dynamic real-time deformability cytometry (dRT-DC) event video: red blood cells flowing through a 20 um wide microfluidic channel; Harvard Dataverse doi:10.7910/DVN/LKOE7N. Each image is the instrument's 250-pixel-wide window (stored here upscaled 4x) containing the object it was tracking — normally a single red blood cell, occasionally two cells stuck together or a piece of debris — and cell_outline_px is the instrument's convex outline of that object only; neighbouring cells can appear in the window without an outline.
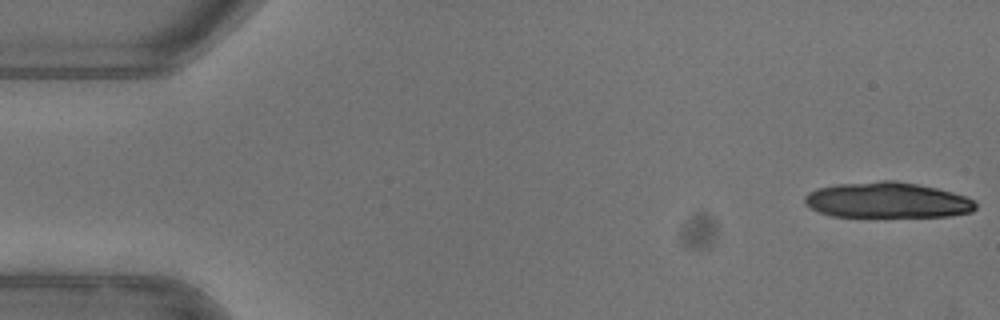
{"species": "common noctule bat (a hibernating species)", "species_latin": "Nyctalus noctula", "temperature_condition": "warm", "stored_images_in_passage": 10, "camera_frame_rate_fps": 3000, "um_per_image_px": 0.085, "animal": {"sex": "female"}, "frame": {"image": 1, "passage_image": 1, "time_ms": 0.0, "image_size_px": [1000, 320], "cell_outline_px": [[976, 208], [972, 212], [952, 216], [832, 216], [820, 212], [804, 204], [804, 196], [808, 192], [816, 188], [836, 184], [880, 180], [896, 180], [936, 188], [952, 192], [976, 200]], "centroid_in_image_um": [75.41, 17.0], "position_along_channel_um": 9.6, "area_um2": 35.6}}